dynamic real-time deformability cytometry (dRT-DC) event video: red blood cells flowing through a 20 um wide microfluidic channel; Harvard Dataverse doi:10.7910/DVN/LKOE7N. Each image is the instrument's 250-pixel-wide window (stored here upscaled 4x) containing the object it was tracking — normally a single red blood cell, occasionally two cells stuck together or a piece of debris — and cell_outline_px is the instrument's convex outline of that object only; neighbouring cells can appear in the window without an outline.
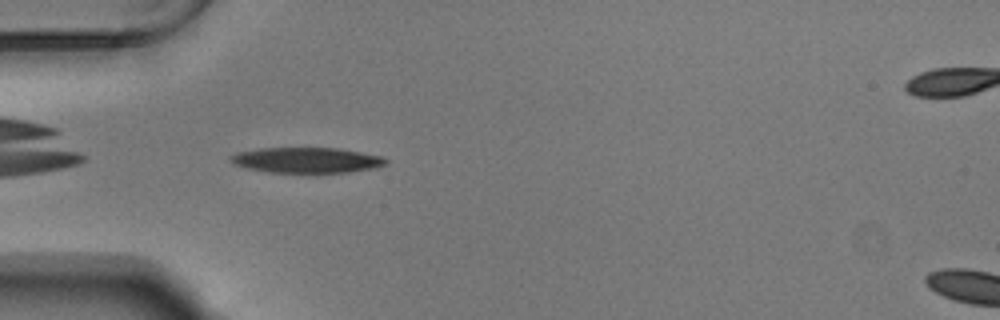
{"species": "Egyptian fruit bat (a non-hibernating species)", "species_latin": "Rousettus aegyptiacus", "temperature_condition": "warm", "stored_images_in_passage": 38, "camera_frame_rate_fps": 3000, "um_per_image_px": 0.085, "animal": {"sex": "male"}, "frame": {"image": 1, "passage_image": 2, "time_ms": 0.333, "image_size_px": [1000, 320], "cell_outline_px": [[388, 164], [376, 168], [348, 172], [268, 172], [248, 168], [236, 164], [228, 160], [228, 156], [236, 152], [260, 148], [336, 148], [384, 156], [388, 160]], "centroid_in_image_um": [26.09, 13.6], "position_along_channel_um": 58.9, "area_um2": 23.06}}
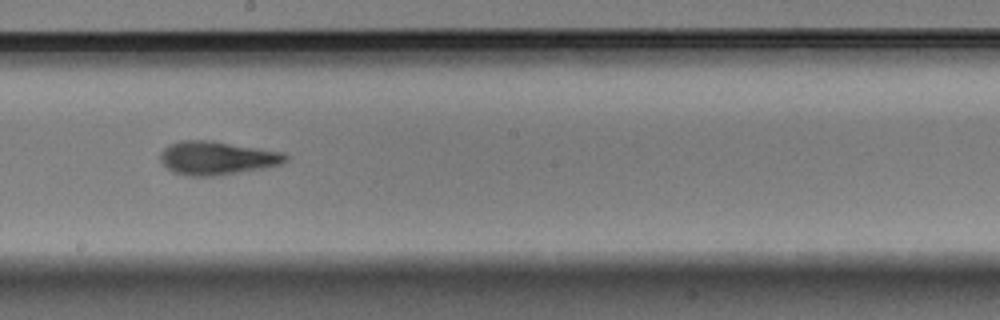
{"frame": {"image": 2, "passage_image": 16, "time_ms": 5.0, "image_size_px": [1000, 320], "cell_outline_px": [[288, 160], [280, 164], [260, 168], [216, 176], [184, 176], [172, 172], [160, 160], [160, 152], [164, 148], [180, 140], [212, 140], [284, 152], [288, 156]], "centroid_in_image_um": [18.42, 13.42], "position_along_channel_um": 229.8, "area_um2": 24.45}}
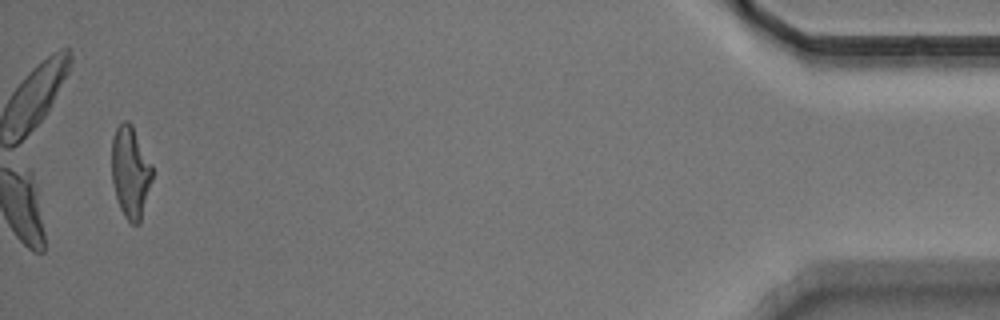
{"frame": {"image": 3, "passage_image": 38, "time_ms": 12.333, "image_size_px": [1000, 320], "cell_outline_px": [[152, 180], [140, 224], [132, 224], [124, 216], [120, 208], [112, 184], [112, 136], [116, 128], [124, 120], [128, 120], [132, 124], [152, 164]], "centroid_in_image_um": [11.09, 14.62], "position_along_channel_um": 424.1, "area_um2": 21.85}, "authors_computed_cell_mechanics": {"area_um2": 23.1489, "velocity_mm_per_s": 3.7416, "shape_relaxation_time_tau1_ms": 3.2107, "shape_relaxation_time_tau2_ms": 2.818, "deformation_change_tau1": 0.1612, "deformation_change_tau2": 0.1293}}